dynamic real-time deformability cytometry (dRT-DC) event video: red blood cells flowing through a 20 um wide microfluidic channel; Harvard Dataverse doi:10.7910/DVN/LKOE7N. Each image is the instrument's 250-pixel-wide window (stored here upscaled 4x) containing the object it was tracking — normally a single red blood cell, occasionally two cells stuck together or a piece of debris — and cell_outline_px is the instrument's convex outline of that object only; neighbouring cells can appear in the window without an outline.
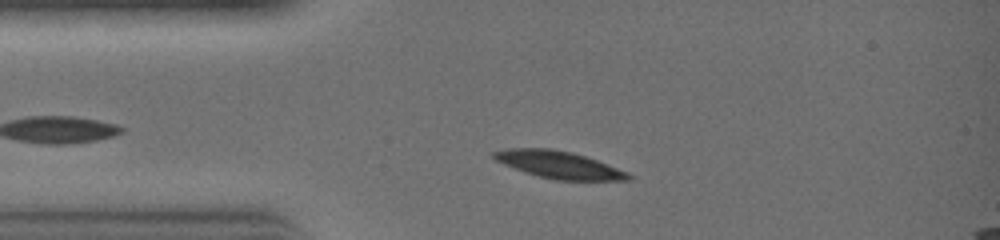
{"species": "common noctule bat (a hibernating species)", "species_latin": "Nyctalus noctula", "temperature_condition": "warm", "stored_images_in_passage": 23, "camera_frame_rate_fps": 3000, "um_per_image_px": 0.085, "animal": {"sex": "female", "body_mass_g": 19.0, "forearm_length_mm": 51.5}, "frame": {"image": 1, "passage_image": 3, "time_ms": 0.667, "image_size_px": [1000, 240], "cell_outline_px": [[632, 176], [628, 180], [556, 180], [524, 172], [504, 164], [496, 160], [492, 156], [492, 152], [508, 148], [552, 148], [572, 152], [596, 160], [628, 172]], "centroid_in_image_um": [47.48, 13.99], "position_along_channel_um": 37.5, "area_um2": 21.15}}
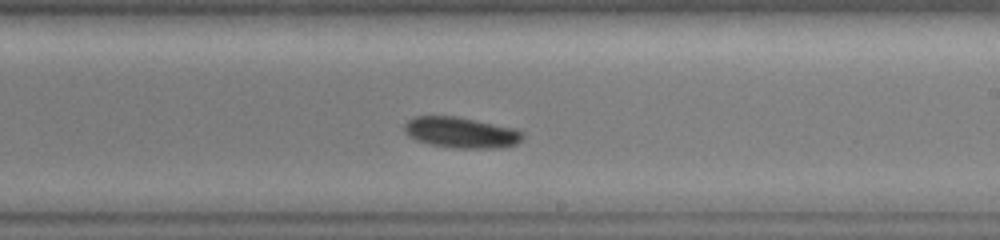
{"frame": {"image": 2, "passage_image": 14, "time_ms": 4.333, "image_size_px": [1000, 240], "cell_outline_px": [[524, 136], [516, 144], [500, 148], [456, 148], [432, 144], [416, 140], [408, 136], [404, 128], [404, 124], [408, 120], [416, 116], [456, 116], [520, 128], [524, 132]], "centroid_in_image_um": [39.26, 11.25], "position_along_channel_um": 249.7, "area_um2": 21.5}}
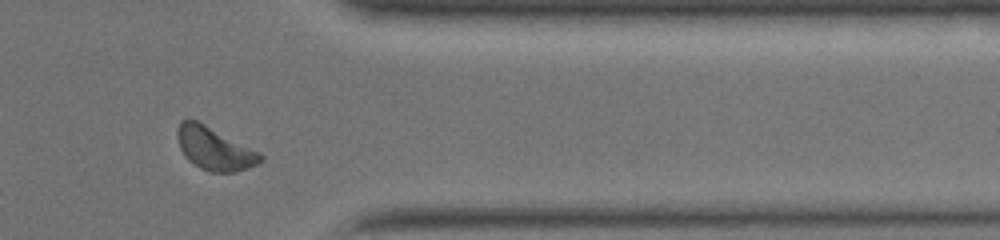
{"frame": {"image": 3, "passage_image": 21, "time_ms": 6.667, "image_size_px": [1000, 240], "cell_outline_px": [[264, 160], [248, 168], [236, 172], [212, 172], [200, 168], [188, 160], [180, 148], [180, 120], [196, 120], [260, 152], [264, 156]], "centroid_in_image_um": [18.3, 12.67], "position_along_channel_um": 393.1, "area_um2": 20.17}}